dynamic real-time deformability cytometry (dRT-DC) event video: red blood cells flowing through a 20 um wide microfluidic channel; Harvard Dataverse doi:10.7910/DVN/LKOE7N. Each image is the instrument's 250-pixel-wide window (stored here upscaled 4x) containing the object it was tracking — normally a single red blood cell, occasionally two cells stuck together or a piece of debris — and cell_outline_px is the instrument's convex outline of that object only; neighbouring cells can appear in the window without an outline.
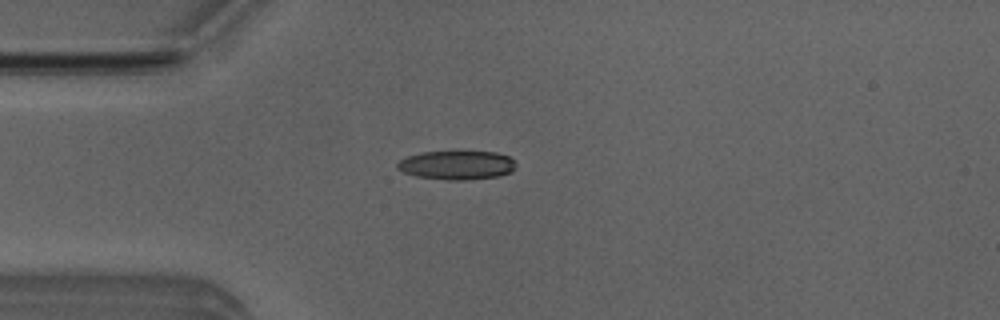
{"species": "Egyptian fruit bat (a non-hibernating species)", "species_latin": "Rousettus aegyptiacus", "temperature_condition": "room temperature", "stored_images_in_passage": 40, "camera_frame_rate_fps": 3000, "um_per_image_px": 0.085, "animal": {"sex": "male"}, "frame": {"image": 1, "passage_image": 2, "time_ms": 0.333, "image_size_px": [1000, 320], "cell_outline_px": [[516, 168], [512, 172], [500, 176], [464, 180], [448, 180], [416, 176], [404, 172], [396, 168], [396, 164], [400, 160], [408, 156], [420, 152], [496, 152], [508, 156], [516, 164]], "centroid_in_image_um": [38.84, 14.04], "position_along_channel_um": 46.2, "area_um2": 19.94}}
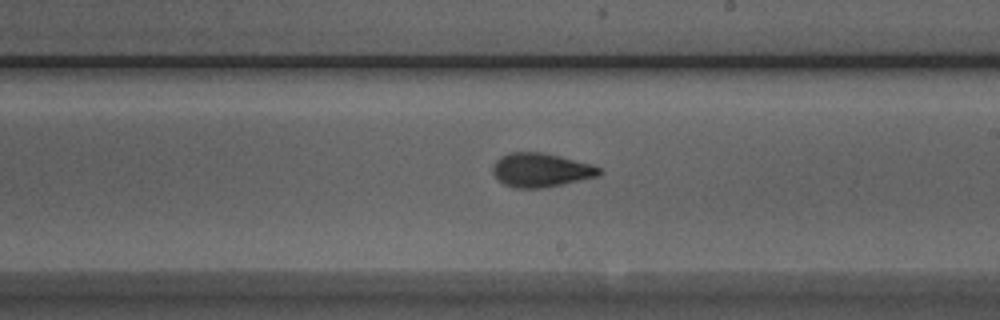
{"frame": {"image": 2, "passage_image": 18, "time_ms": 5.667, "image_size_px": [1000, 320], "cell_outline_px": [[600, 176], [544, 188], [512, 188], [504, 184], [492, 172], [492, 164], [500, 156], [508, 152], [540, 152], [560, 156], [592, 164], [600, 168]], "centroid_in_image_um": [45.95, 14.45], "position_along_channel_um": 243.0, "area_um2": 21.15}}
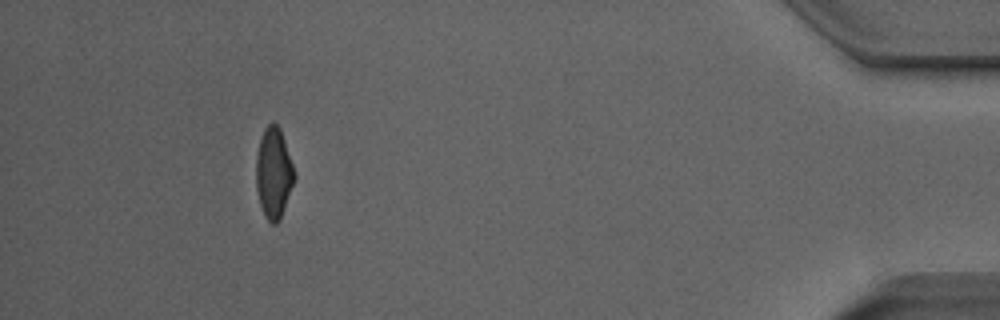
{"frame": {"image": 3, "passage_image": 36, "time_ms": 11.667, "image_size_px": [1000, 320], "cell_outline_px": [[296, 176], [280, 220], [276, 224], [272, 224], [264, 216], [260, 204], [256, 188], [256, 152], [264, 128], [268, 124], [276, 124], [280, 128]], "centroid_in_image_um": [23.25, 14.73], "position_along_channel_um": 412.0, "area_um2": 20.11}, "authors_computed_cell_mechanics": {"area_um2": 20.6924, "velocity_mm_per_s": 3.9489, "shape_relaxation_time_tau1_ms": 4.2649, "shape_relaxation_time_tau2_ms": 2.2148, "deformation_change_tau1": 0.1683, "deformation_change_tau2": 0.0944}}